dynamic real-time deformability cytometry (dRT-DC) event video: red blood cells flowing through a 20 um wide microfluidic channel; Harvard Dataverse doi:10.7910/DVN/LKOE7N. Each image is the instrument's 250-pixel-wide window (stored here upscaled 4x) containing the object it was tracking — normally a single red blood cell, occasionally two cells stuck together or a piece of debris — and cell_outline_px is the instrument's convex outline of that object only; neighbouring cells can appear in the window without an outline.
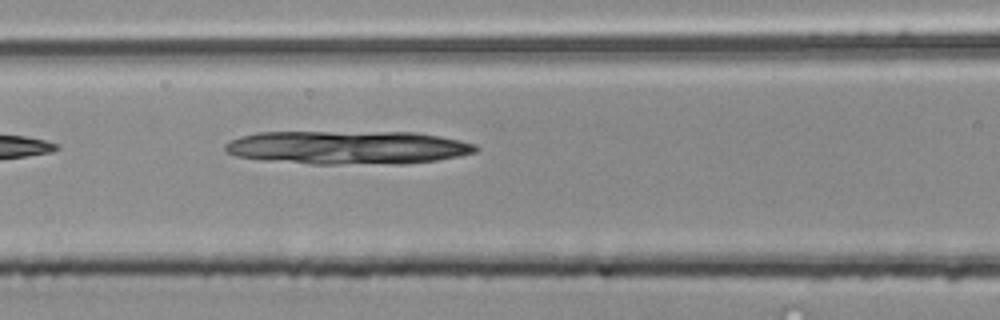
{"species": "common noctule bat (a hibernating species)", "species_latin": "Nyctalus noctula", "temperature_condition": "room temperature", "stored_images_in_passage": 5, "segment_of_instrument_passage": [1, 2], "camera_frame_rate_fps": 3000, "um_per_image_px": 0.085, "animal": {"sex": "male", "body_mass_g": 20.4}, "frame": {"image": 1, "passage_image": 4, "time_ms": 1.0, "image_size_px": [1000, 320], "cell_outline_px": [[480, 148], [476, 152], [436, 160], [404, 164], [312, 164], [260, 160], [236, 156], [228, 152], [224, 148], [224, 144], [240, 136], [260, 132], [416, 132], [440, 136], [460, 140], [476, 144]], "centroid_in_image_um": [29.57, 12.54], "position_along_channel_um": 137.0, "area_um2": 49.25}}